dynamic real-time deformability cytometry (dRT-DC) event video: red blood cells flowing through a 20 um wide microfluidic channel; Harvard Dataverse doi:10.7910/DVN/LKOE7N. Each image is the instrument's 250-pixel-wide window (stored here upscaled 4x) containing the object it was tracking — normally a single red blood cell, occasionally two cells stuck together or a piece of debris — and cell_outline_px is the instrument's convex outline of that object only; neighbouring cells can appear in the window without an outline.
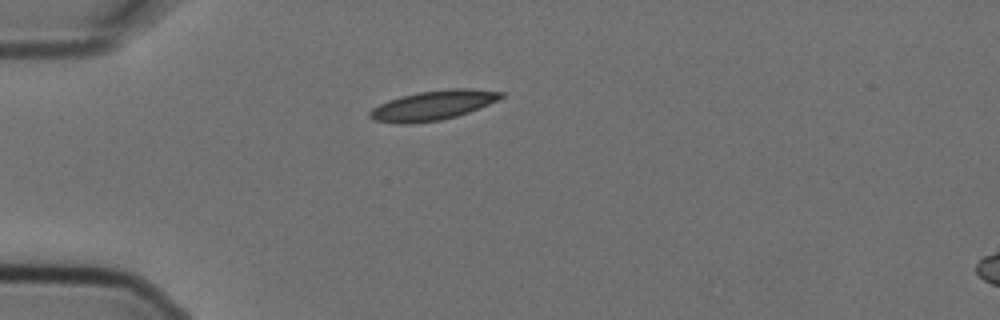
{"species": "Egyptian fruit bat (a non-hibernating species)", "species_latin": "Rousettus aegyptiacus", "temperature_condition": "cold", "stored_images_in_passage": 5, "camera_frame_rate_fps": 3000, "um_per_image_px": 0.085, "animal": {"sex": "female"}, "frame": {"image": 1, "passage_image": 1, "time_ms": 0.0, "image_size_px": [1000, 320], "cell_outline_px": [[504, 96], [488, 104], [468, 112], [456, 116], [440, 120], [412, 124], [400, 124], [372, 120], [368, 116], [368, 112], [372, 108], [388, 100], [400, 96], [420, 92], [452, 88], [472, 88], [504, 92]], "centroid_in_image_um": [36.76, 8.96], "position_along_channel_um": 48.2, "area_um2": 22.6}}
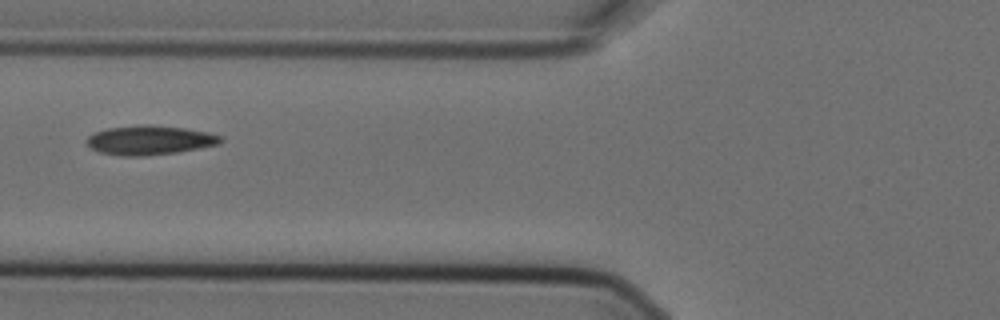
{"frame": {"image": 2, "passage_image": 3, "time_ms": 0.667, "image_size_px": [1000, 320], "cell_outline_px": [[224, 140], [220, 144], [176, 152], [144, 156], [120, 156], [100, 152], [92, 148], [84, 140], [88, 136], [96, 132], [108, 128], [140, 124], [148, 124], [184, 128], [208, 132], [224, 136]], "centroid_in_image_um": [12.74, 11.91], "position_along_channel_um": 113.1, "area_um2": 22.95}}
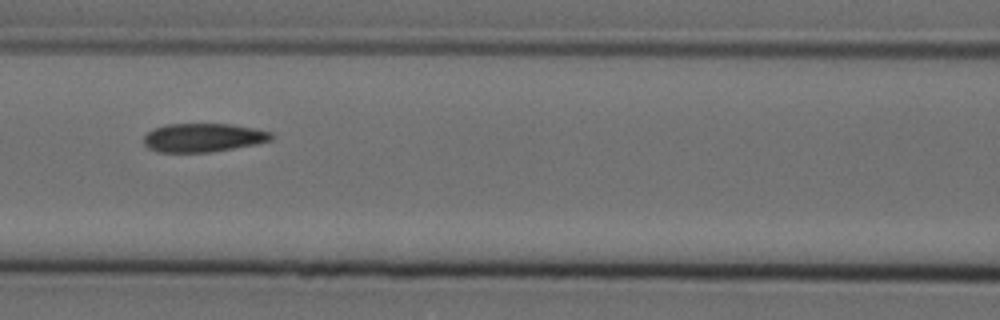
{"frame": {"image": 3, "passage_image": 4, "time_ms": 1.0, "image_size_px": [1000, 320], "cell_outline_px": [[272, 140], [256, 144], [208, 152], [160, 152], [148, 148], [144, 144], [144, 136], [148, 132], [156, 128], [168, 124], [232, 124], [256, 128], [272, 132]], "centroid_in_image_um": [17.29, 11.69], "position_along_channel_um": 149.3, "area_um2": 21.15}}